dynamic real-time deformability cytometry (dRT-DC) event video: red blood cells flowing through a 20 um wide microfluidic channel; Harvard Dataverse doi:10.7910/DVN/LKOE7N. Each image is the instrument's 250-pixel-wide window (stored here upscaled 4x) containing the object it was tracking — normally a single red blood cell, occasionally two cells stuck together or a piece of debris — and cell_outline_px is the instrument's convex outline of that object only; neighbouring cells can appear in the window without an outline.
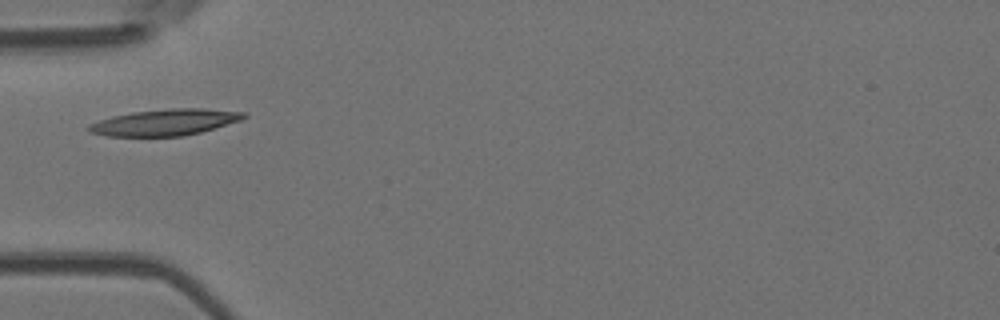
{"species": "Egyptian fruit bat (a non-hibernating species)", "species_latin": "Rousettus aegyptiacus", "temperature_condition": "room temperature", "stored_images_in_passage": 4, "camera_frame_rate_fps": 3000, "um_per_image_px": 0.085, "animal": {"sex": "female"}, "frame": {"image": 1, "passage_image": 3, "time_ms": 2.333, "image_size_px": [1000, 320], "cell_outline_px": [[248, 116], [240, 120], [200, 132], [184, 136], [108, 136], [92, 132], [84, 128], [88, 124], [112, 116], [132, 112], [172, 108], [204, 108], [244, 112]], "centroid_in_image_um": [14.0, 10.39], "position_along_channel_um": 71.0, "area_um2": 23.64}}
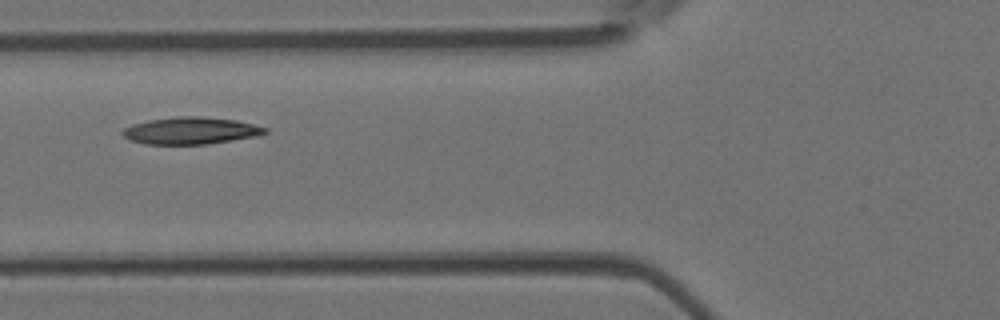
{"frame": {"image": 2, "passage_image": 4, "time_ms": 3.333, "image_size_px": [1000, 320], "cell_outline_px": [[268, 132], [256, 136], [208, 144], [144, 144], [132, 140], [124, 136], [120, 132], [124, 128], [132, 124], [148, 120], [176, 116], [200, 116], [236, 120], [268, 128]], "centroid_in_image_um": [16.2, 11.1], "position_along_channel_um": 109.6, "area_um2": 22.43}}